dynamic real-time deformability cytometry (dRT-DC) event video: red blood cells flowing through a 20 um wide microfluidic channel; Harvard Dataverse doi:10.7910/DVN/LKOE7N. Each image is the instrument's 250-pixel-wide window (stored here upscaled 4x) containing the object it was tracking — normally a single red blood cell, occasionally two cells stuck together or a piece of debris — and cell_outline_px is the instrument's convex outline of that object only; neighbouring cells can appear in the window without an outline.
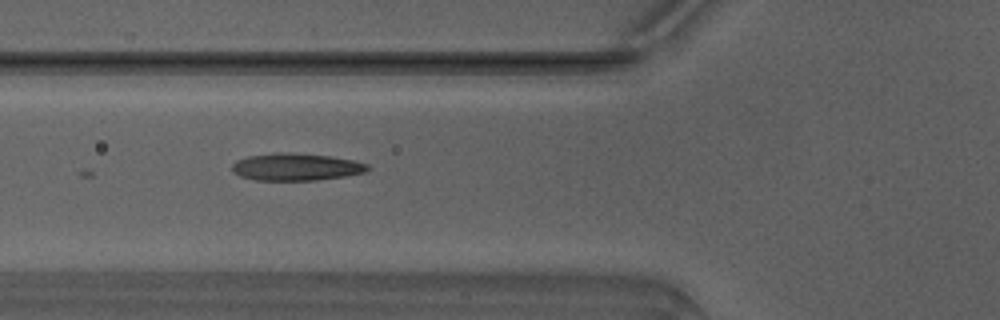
{"species": "Egyptian fruit bat (a non-hibernating species)", "species_latin": "Rousettus aegyptiacus", "temperature_condition": "warm", "stored_images_in_passage": 8, "camera_frame_rate_fps": 3000, "um_per_image_px": 0.085, "animal": {"sex": "male"}, "frame": {"image": 1, "passage_image": 3, "time_ms": 0.667, "image_size_px": [1000, 320], "cell_outline_px": [[372, 168], [364, 172], [344, 176], [316, 180], [256, 180], [240, 176], [232, 172], [232, 164], [236, 160], [248, 156], [272, 152], [288, 152], [332, 156], [352, 160], [368, 164]], "centroid_in_image_um": [25.14, 14.18], "position_along_channel_um": 100.7, "area_um2": 21.68}}
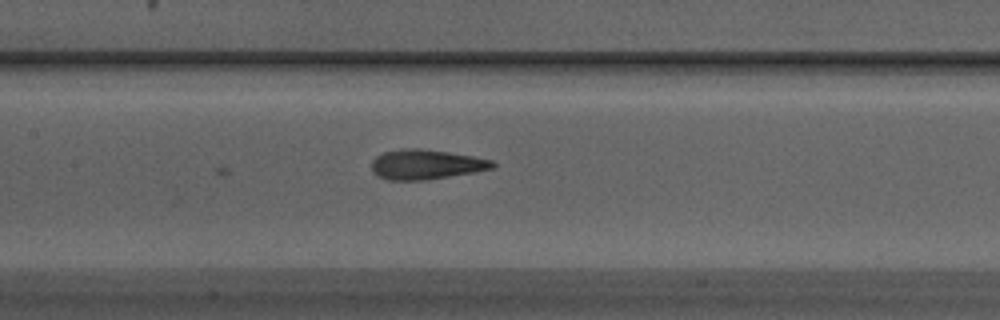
{"frame": {"image": 2, "passage_image": 8, "time_ms": 2.333, "image_size_px": [1000, 320], "cell_outline_px": [[496, 168], [428, 180], [388, 180], [372, 172], [372, 160], [376, 156], [384, 152], [408, 148], [420, 148], [448, 152], [472, 156], [492, 160], [496, 164]], "centroid_in_image_um": [36.23, 13.98], "position_along_channel_um": 171.2, "area_um2": 20.98}}